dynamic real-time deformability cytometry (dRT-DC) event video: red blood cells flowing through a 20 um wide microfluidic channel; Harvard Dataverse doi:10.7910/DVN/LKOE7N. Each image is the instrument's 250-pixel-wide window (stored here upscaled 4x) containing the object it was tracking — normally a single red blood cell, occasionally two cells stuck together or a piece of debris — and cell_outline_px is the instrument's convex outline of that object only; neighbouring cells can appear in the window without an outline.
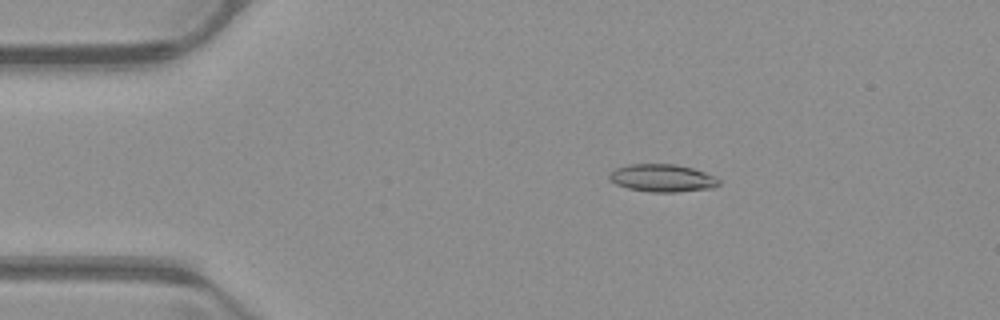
{"species": "common noctule bat (a hibernating species)", "species_latin": "Nyctalus noctula", "temperature_condition": "warm", "stored_images_in_passage": 52, "camera_frame_rate_fps": 3000, "um_per_image_px": 0.085, "animal": {"sex": "male", "body_mass_g": 23.1, "forearm_length_mm": 52.7}, "frame": {"image": 1, "passage_image": 10, "time_ms": 3.0, "image_size_px": [1000, 320], "cell_outline_px": [[720, 184], [712, 188], [676, 192], [648, 192], [628, 188], [616, 184], [608, 176], [616, 168], [628, 164], [676, 164], [692, 168], [704, 172], [720, 180]], "centroid_in_image_um": [56.3, 15.13], "position_along_channel_um": 28.7, "area_um2": 17.51}}
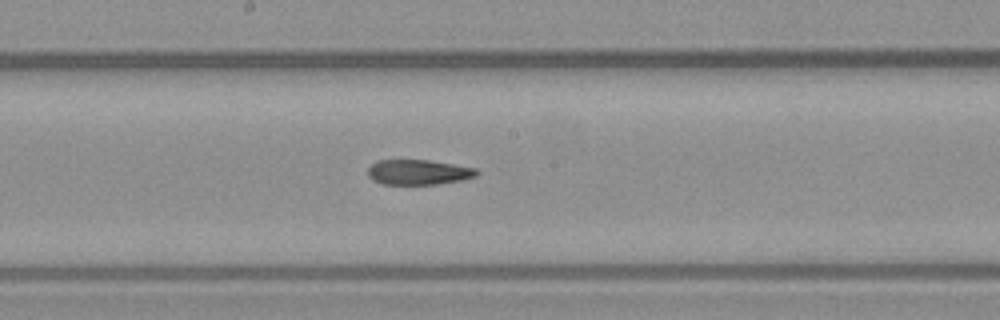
{"frame": {"image": 2, "passage_image": 28, "time_ms": 9.0, "image_size_px": [1000, 320], "cell_outline_px": [[480, 172], [476, 176], [460, 180], [436, 184], [380, 184], [372, 180], [368, 176], [368, 168], [376, 160], [428, 160], [476, 168]], "centroid_in_image_um": [35.53, 14.63], "position_along_channel_um": 212.7, "area_um2": 15.9}}
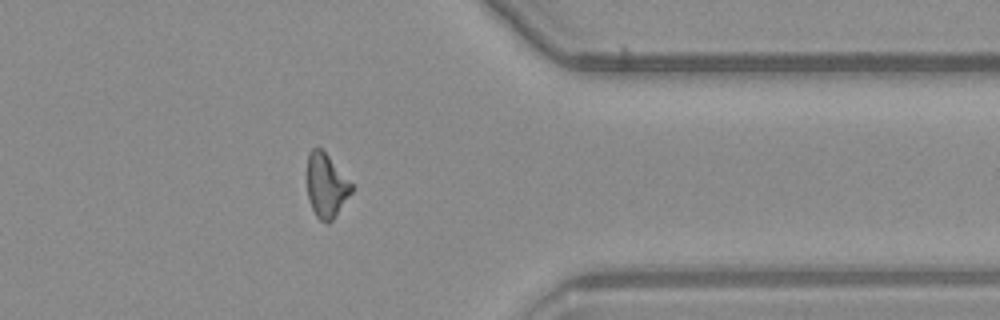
{"frame": {"image": 3, "passage_image": 42, "time_ms": 13.667, "image_size_px": [1000, 320], "cell_outline_px": [[352, 192], [336, 216], [328, 224], [324, 224], [316, 216], [312, 208], [308, 196], [308, 156], [312, 148], [320, 148], [328, 156], [352, 184]], "centroid_in_image_um": [27.74, 15.83], "position_along_channel_um": 383.7, "area_um2": 16.24}, "authors_computed_cell_mechanics": {"area_um2": 17.0221, "velocity_mm_per_s": 3.9739, "shape_relaxation_time_tau1_ms": null, "shape_relaxation_time_tau2_ms": 5.9082, "deformation_change_tau1": null, "deformation_change_tau2": 0.1618}}